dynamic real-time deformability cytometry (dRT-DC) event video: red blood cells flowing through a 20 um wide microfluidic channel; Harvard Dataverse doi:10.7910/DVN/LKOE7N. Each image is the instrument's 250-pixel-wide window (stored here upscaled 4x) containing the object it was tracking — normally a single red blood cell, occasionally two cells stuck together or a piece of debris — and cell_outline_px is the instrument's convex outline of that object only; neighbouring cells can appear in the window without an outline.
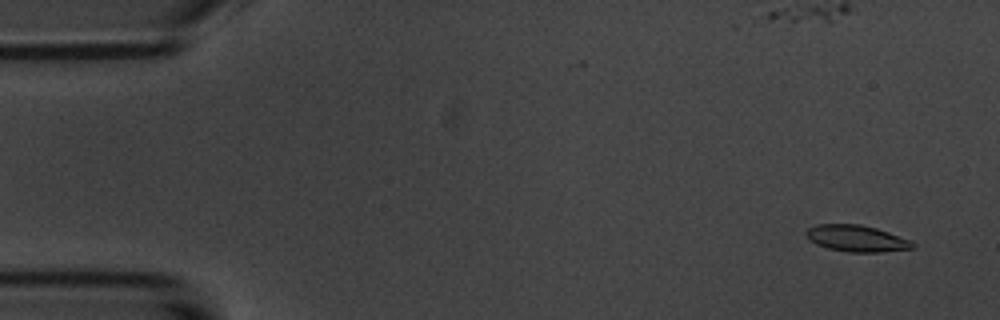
{"species": "common noctule bat (a hibernating species)", "species_latin": "Nyctalus noctula", "temperature_condition": "room temperature", "stored_images_in_passage": 5, "camera_frame_rate_fps": 3000, "um_per_image_px": 0.085, "animal": {"sex": "male", "body_mass_g": 20.1, "forearm_length_mm": 53.5}, "frame": {"image": 1, "passage_image": 1, "time_ms": 0.0, "image_size_px": [1000, 320], "cell_outline_px": [[916, 248], [880, 252], [848, 252], [828, 248], [816, 244], [808, 240], [804, 232], [808, 228], [816, 224], [860, 224], [876, 228], [912, 240], [916, 244]], "centroid_in_image_um": [72.82, 20.27], "position_along_channel_um": 12.2, "area_um2": 16.65}}